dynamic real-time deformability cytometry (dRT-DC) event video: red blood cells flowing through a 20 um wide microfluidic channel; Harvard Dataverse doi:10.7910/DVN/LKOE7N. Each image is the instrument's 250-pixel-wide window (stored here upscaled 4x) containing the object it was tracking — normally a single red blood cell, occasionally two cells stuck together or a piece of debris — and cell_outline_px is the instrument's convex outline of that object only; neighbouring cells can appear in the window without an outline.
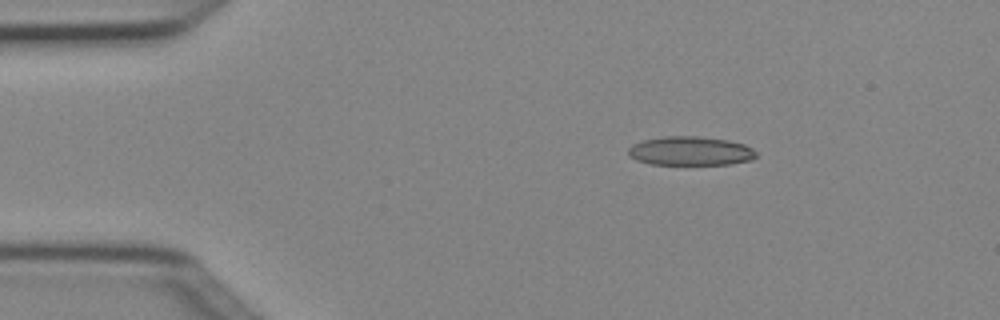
{"species": "Egyptian fruit bat (a non-hibernating species)", "species_latin": "Rousettus aegyptiacus", "temperature_condition": "cold", "stored_images_in_passage": 5, "camera_frame_rate_fps": 3000, "um_per_image_px": 0.085, "animal": {"sex": "female"}, "frame": {"image": 1, "passage_image": 1, "time_ms": 0.0, "image_size_px": [1000, 320], "cell_outline_px": [[756, 156], [752, 160], [732, 164], [648, 164], [636, 160], [628, 156], [628, 148], [632, 144], [644, 140], [664, 136], [696, 136], [728, 140], [744, 144], [752, 148], [756, 152]], "centroid_in_image_um": [58.67, 12.84], "position_along_channel_um": 26.3, "area_um2": 21.68}}
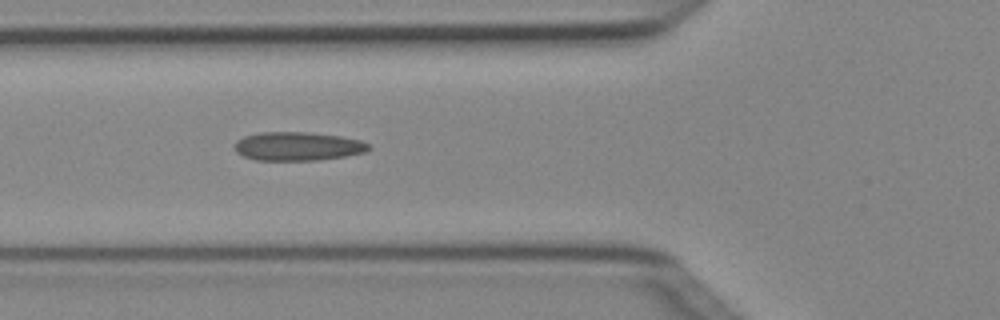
{"frame": {"image": 2, "passage_image": 4, "time_ms": 1.0, "image_size_px": [1000, 320], "cell_outline_px": [[372, 148], [364, 152], [344, 156], [316, 160], [256, 160], [244, 156], [236, 152], [236, 140], [244, 136], [260, 132], [308, 132], [340, 136], [360, 140], [368, 144]], "centroid_in_image_um": [25.3, 12.43], "position_along_channel_um": 100.5, "area_um2": 22.25}}
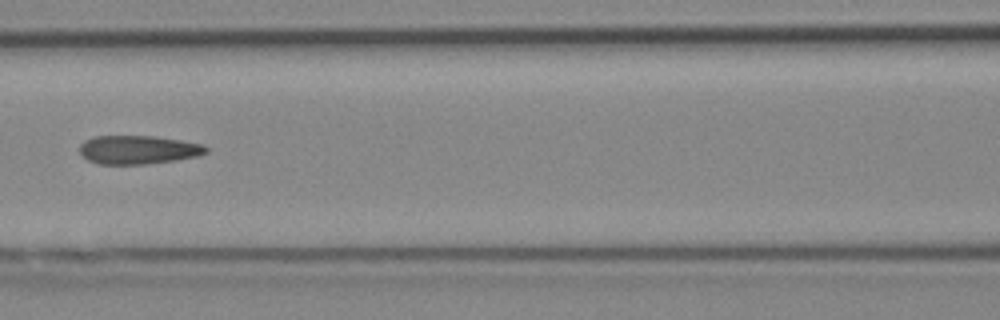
{"frame": {"image": 3, "passage_image": 5, "time_ms": 1.333, "image_size_px": [1000, 320], "cell_outline_px": [[208, 152], [196, 156], [176, 160], [148, 164], [100, 164], [88, 160], [80, 156], [80, 144], [84, 140], [92, 136], [156, 136], [180, 140], [200, 144], [208, 148]], "centroid_in_image_um": [11.7, 12.73], "position_along_channel_um": 154.9, "area_um2": 21.15}}